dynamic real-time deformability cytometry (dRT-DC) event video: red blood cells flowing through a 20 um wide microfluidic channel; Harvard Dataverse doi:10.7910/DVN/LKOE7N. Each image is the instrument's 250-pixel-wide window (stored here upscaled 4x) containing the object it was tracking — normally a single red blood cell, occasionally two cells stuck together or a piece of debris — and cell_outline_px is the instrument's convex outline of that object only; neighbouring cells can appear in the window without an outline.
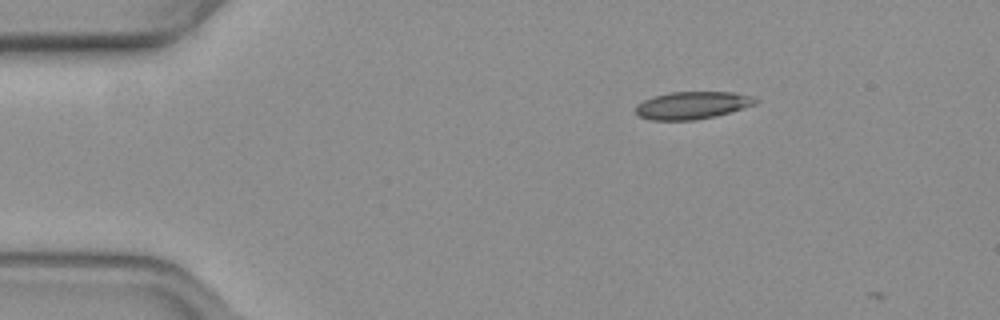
{"species": "common noctule bat (a hibernating species)", "species_latin": "Nyctalus noctula", "temperature_condition": "warm", "stored_images_in_passage": 4, "camera_frame_rate_fps": 3000, "um_per_image_px": 0.085, "animal": {"sex": "female", "body_mass_g": 19.3, "forearm_length_mm": 54.1}, "frame": {"image": 1, "passage_image": 1, "time_ms": 0.0, "image_size_px": [1000, 320], "cell_outline_px": [[760, 100], [756, 104], [716, 116], [692, 120], [652, 120], [640, 116], [636, 112], [636, 104], [644, 100], [656, 96], [672, 92], [732, 92], [752, 96]], "centroid_in_image_um": [58.87, 8.95], "position_along_channel_um": 26.1, "area_um2": 19.02}}